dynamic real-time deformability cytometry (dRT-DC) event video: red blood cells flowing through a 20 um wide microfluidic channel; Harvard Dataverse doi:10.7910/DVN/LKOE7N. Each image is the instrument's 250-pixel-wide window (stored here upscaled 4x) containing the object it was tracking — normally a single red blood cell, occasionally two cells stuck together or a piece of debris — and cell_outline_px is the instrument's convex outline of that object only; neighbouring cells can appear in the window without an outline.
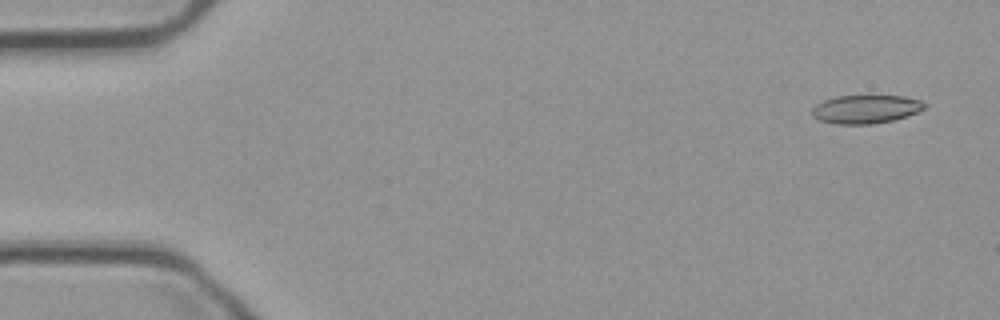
{"species": "common noctule bat (a hibernating species)", "species_latin": "Nyctalus noctula", "temperature_condition": "cold", "stored_images_in_passage": 1, "camera_frame_rate_fps": 3000, "um_per_image_px": 0.085, "animal": {"sex": "male", "body_mass_g": 23.1, "forearm_length_mm": 52.7}, "frame": {"image": 1, "passage_image": 1, "time_ms": 0.0, "image_size_px": [1000, 320], "cell_outline_px": [[912, 112], [900, 116], [884, 120], [832, 120], [856, 96], [888, 96], [908, 100]], "centroid_in_image_um": [74.31, 9.23], "position_along_channel_um": 10.7, "area_um2": 10.46}}